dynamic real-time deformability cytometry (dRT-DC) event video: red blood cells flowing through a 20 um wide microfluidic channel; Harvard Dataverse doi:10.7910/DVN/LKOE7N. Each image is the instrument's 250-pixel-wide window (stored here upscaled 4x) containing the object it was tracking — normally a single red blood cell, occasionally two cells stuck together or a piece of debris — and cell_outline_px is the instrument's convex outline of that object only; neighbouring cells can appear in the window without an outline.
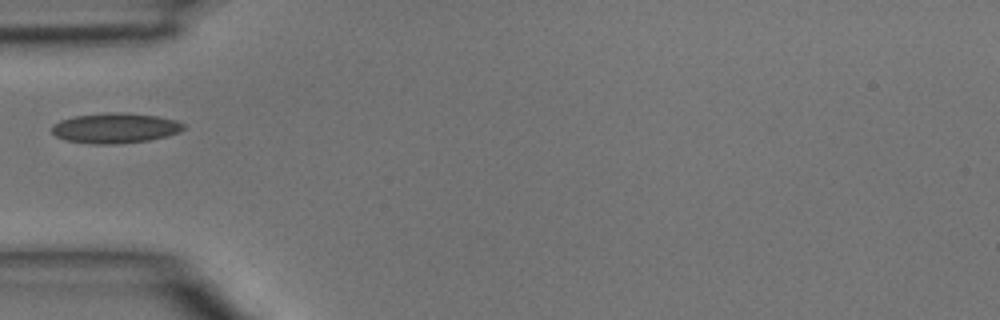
{"species": "common noctule bat (a hibernating species)", "species_latin": "Nyctalus noctula", "temperature_condition": "room temperature", "stored_images_in_passage": 32, "camera_frame_rate_fps": 3000, "um_per_image_px": 0.085, "animal": {"sex": "male", "body_mass_g": 15.6}, "frame": {"image": 1, "passage_image": 1, "time_ms": 0.0, "image_size_px": [1000, 320], "cell_outline_px": [[184, 128], [180, 132], [148, 140], [112, 144], [92, 144], [64, 140], [56, 136], [52, 132], [52, 124], [60, 120], [76, 116], [108, 112], [116, 112], [156, 116], [176, 120], [184, 124]], "centroid_in_image_um": [9.75, 10.89], "position_along_channel_um": 75.2, "area_um2": 22.95}}